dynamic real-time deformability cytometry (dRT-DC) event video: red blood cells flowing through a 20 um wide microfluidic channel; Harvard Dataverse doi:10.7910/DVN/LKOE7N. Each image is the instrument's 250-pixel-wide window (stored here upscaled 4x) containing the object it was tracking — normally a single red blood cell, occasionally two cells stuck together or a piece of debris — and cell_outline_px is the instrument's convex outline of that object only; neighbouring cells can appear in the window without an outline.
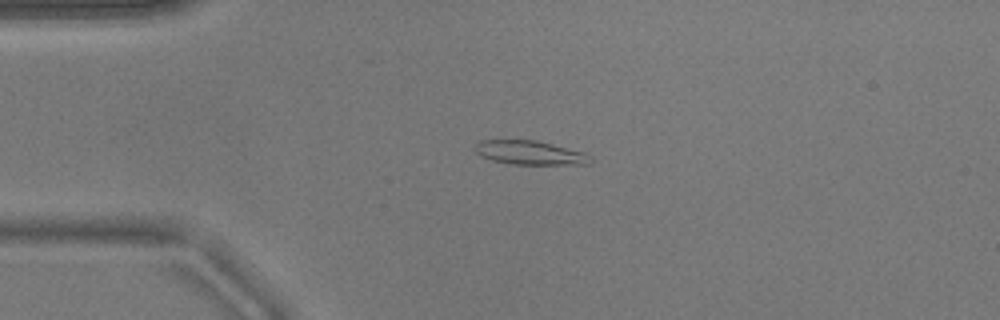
{"species": "common noctule bat (a hibernating species)", "species_latin": "Nyctalus noctula", "temperature_condition": "warm", "stored_images_in_passage": 41, "camera_frame_rate_fps": 3000, "um_per_image_px": 0.085, "animal": {"sex": "male", "body_mass_g": 17.9}, "frame": {"image": 1, "passage_image": 1, "time_ms": 0.0, "image_size_px": [1000, 320], "cell_outline_px": [[592, 160], [588, 164], [512, 164], [492, 160], [480, 156], [476, 152], [476, 144], [480, 140], [536, 140], [584, 152], [592, 156]], "centroid_in_image_um": [45.06, 12.98], "position_along_channel_um": 39.9, "area_um2": 16.01}}
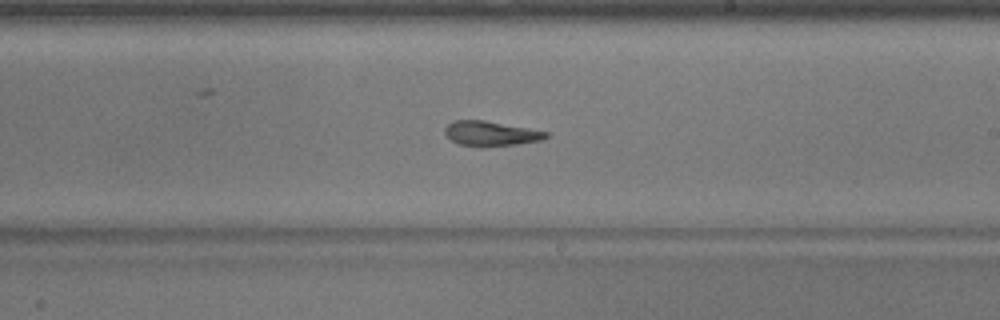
{"frame": {"image": 2, "passage_image": 19, "time_ms": 6.0, "image_size_px": [1000, 320], "cell_outline_px": [[548, 136], [540, 140], [516, 144], [460, 144], [452, 140], [444, 132], [444, 128], [452, 120], [484, 120], [528, 128], [548, 132]], "centroid_in_image_um": [41.7, 11.3], "position_along_channel_um": 247.3, "area_um2": 13.81}}
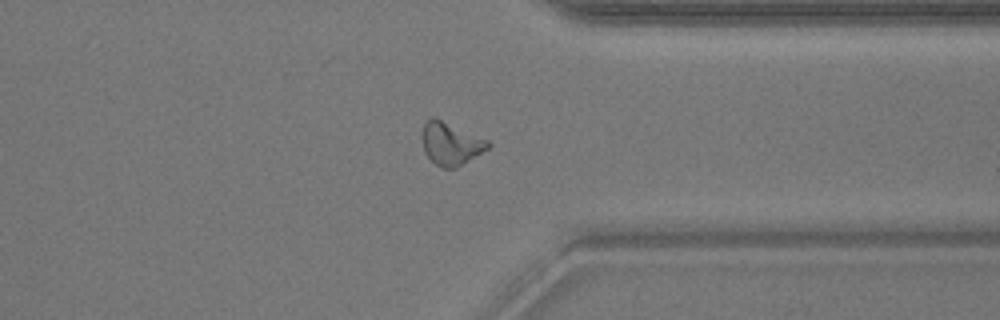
{"frame": {"image": 3, "passage_image": 29, "time_ms": 9.333, "image_size_px": [1000, 320], "cell_outline_px": [[492, 144], [488, 148], [456, 168], [440, 168], [424, 152], [424, 120], [432, 116], [488, 140]], "centroid_in_image_um": [38.32, 12.21], "position_along_channel_um": 373.1, "area_um2": 15.95}, "authors_computed_cell_mechanics": {"area_um2": 15.2592, "velocity_mm_per_s": 3.8737, "shape_relaxation_time_tau1_ms": 6.7702, "shape_relaxation_time_tau2_ms": 2.806, "deformation_change_tau1": 0.2355, "deformation_change_tau2": 0.1272}}